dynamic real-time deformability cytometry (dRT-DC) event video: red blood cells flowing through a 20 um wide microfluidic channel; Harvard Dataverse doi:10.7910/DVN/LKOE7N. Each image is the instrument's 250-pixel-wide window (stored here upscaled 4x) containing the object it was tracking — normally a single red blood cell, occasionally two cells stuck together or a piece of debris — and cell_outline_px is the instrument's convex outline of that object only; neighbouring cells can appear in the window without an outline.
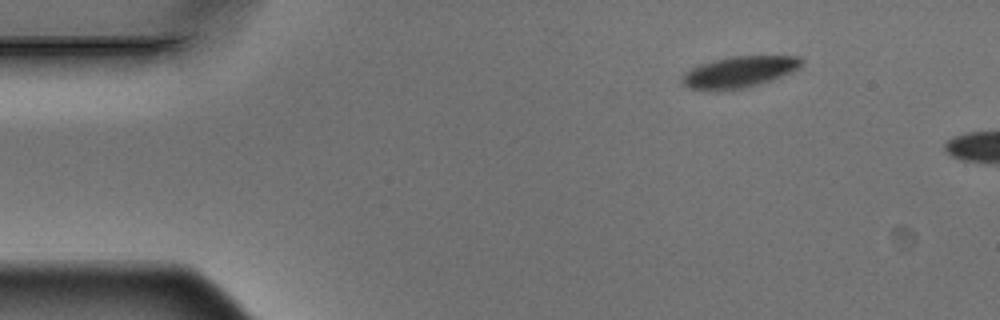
{"species": "Egyptian fruit bat (a non-hibernating species)", "species_latin": "Rousettus aegyptiacus", "temperature_condition": "warm", "stored_images_in_passage": 2, "camera_frame_rate_fps": 3000, "um_per_image_px": 0.085, "animal": {"sex": "male"}, "frame": {"image": 1, "passage_image": 1, "time_ms": 0.0, "image_size_px": [1000, 320], "cell_outline_px": [[804, 60], [800, 68], [792, 72], [772, 80], [744, 88], [720, 92], [688, 88], [680, 80], [680, 76], [684, 72], [700, 64], [712, 60], [732, 56], [800, 56]], "centroid_in_image_um": [62.81, 6.13], "position_along_channel_um": 22.2, "area_um2": 22.2}}